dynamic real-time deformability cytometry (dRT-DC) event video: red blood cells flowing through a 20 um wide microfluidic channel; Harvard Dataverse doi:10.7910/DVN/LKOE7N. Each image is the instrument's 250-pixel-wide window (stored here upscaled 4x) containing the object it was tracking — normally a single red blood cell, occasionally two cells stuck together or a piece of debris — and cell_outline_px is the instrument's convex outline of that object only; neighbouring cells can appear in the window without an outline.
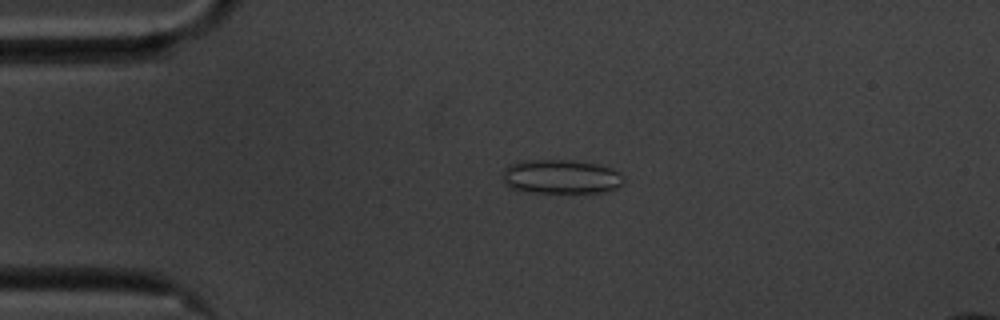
{"species": "common noctule bat (a hibernating species)", "species_latin": "Nyctalus noctula", "temperature_condition": "cold", "stored_images_in_passage": 45, "camera_frame_rate_fps": 3000, "um_per_image_px": 0.085, "animal": {"sex": "male", "body_mass_g": 20.1, "forearm_length_mm": 53.5}, "frame": {"image": 1, "passage_image": 1, "time_ms": 0.0, "image_size_px": [1000, 320], "cell_outline_px": [[624, 184], [616, 188], [604, 192], [524, 192], [512, 188], [504, 184], [504, 168], [508, 164], [520, 160], [572, 160], [596, 164], [612, 168], [620, 172], [624, 176]], "centroid_in_image_um": [47.69, 15.01], "position_along_channel_um": 37.3, "area_um2": 24.33}}
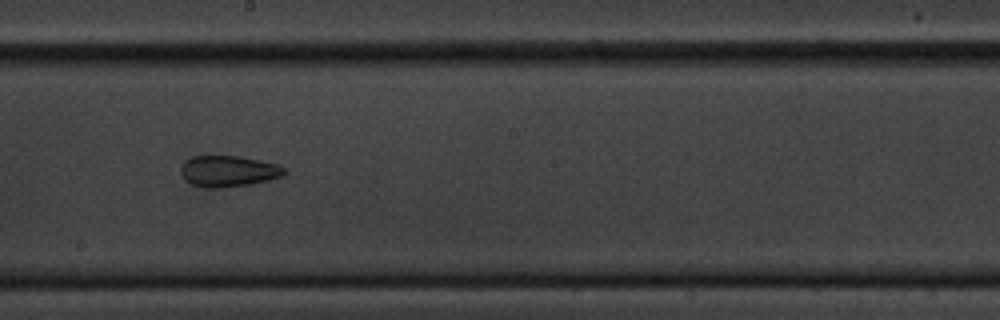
{"frame": {"image": 2, "passage_image": 20, "time_ms": 6.333, "image_size_px": [1000, 320], "cell_outline_px": [[288, 172], [284, 176], [252, 184], [220, 188], [204, 188], [192, 184], [184, 180], [180, 172], [180, 168], [184, 160], [192, 156], [240, 156], [260, 160], [276, 164], [284, 168]], "centroid_in_image_um": [19.39, 14.55], "position_along_channel_um": 228.8, "area_um2": 19.07}}
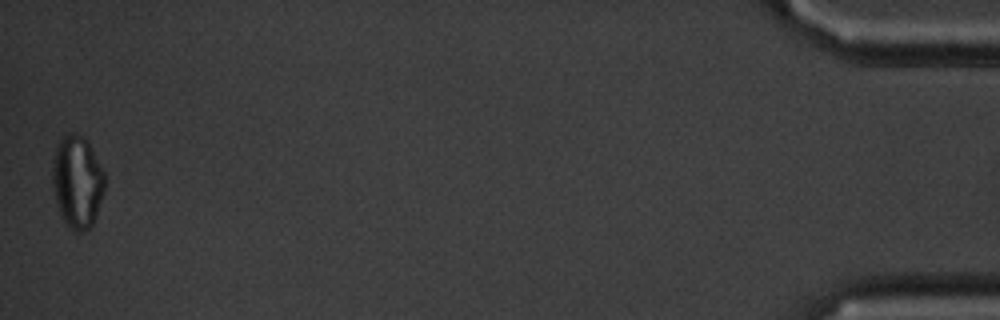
{"frame": {"image": 3, "passage_image": 45, "time_ms": 14.667, "image_size_px": [1000, 320], "cell_outline_px": [[104, 192], [92, 224], [84, 232], [76, 232], [60, 216], [56, 204], [52, 184], [52, 160], [56, 148], [64, 132], [76, 132], [84, 136], [104, 172]], "centroid_in_image_um": [6.54, 15.41], "position_along_channel_um": 428.7, "area_um2": 28.21}, "authors_computed_cell_mechanics": {"area_um2": 19.9988, "velocity_mm_per_s": 3.5077, "shape_relaxation_time_tau1_ms": null, "shape_relaxation_time_tau2_ms": 4.7467, "deformation_change_tau1": null, "deformation_change_tau2": 0.1209}}